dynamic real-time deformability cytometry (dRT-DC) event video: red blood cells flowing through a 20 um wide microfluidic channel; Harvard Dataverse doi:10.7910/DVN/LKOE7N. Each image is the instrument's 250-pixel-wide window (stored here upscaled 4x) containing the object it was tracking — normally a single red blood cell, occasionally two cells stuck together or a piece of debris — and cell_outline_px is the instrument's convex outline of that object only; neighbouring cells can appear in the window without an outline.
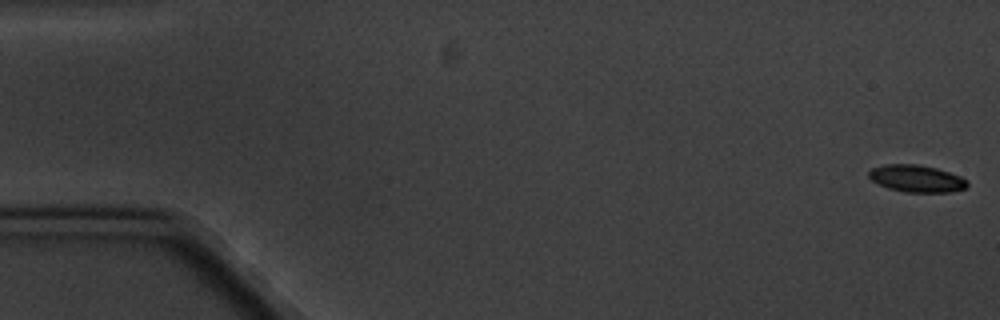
{"species": "common noctule bat (a hibernating species)", "species_latin": "Nyctalus noctula", "temperature_condition": "cold", "stored_images_in_passage": 8, "camera_frame_rate_fps": 3000, "um_per_image_px": 0.085, "animal": {"sex": "male", "body_mass_g": 20.1, "forearm_length_mm": 53.5}, "frame": {"image": 1, "passage_image": 1, "time_ms": 0.0, "image_size_px": [1000, 320], "cell_outline_px": [[968, 184], [964, 188], [952, 192], [904, 192], [888, 188], [872, 180], [868, 176], [868, 172], [872, 168], [884, 164], [916, 164], [936, 168], [960, 176], [968, 180]], "centroid_in_image_um": [77.9, 15.17], "position_along_channel_um": 7.1, "area_um2": 15.49}}
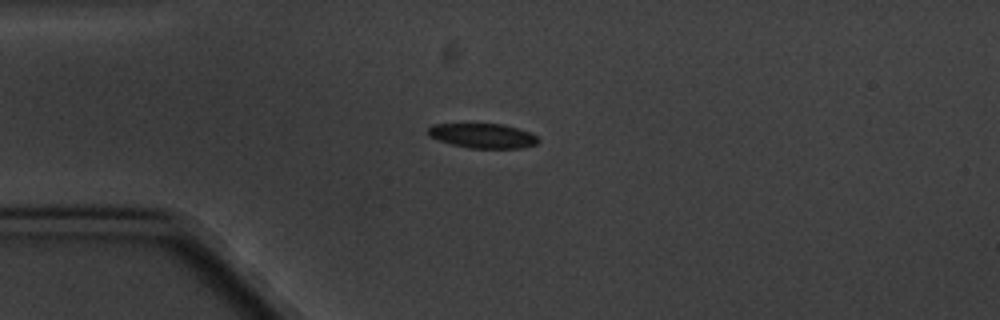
{"frame": {"image": 2, "passage_image": 5, "time_ms": 4.667, "image_size_px": [1000, 320], "cell_outline_px": [[540, 140], [536, 144], [520, 148], [468, 148], [452, 144], [428, 136], [428, 128], [432, 124], [504, 124], [528, 132], [536, 136]], "centroid_in_image_um": [41.02, 11.54], "position_along_channel_um": 44.0, "area_um2": 15.66}}
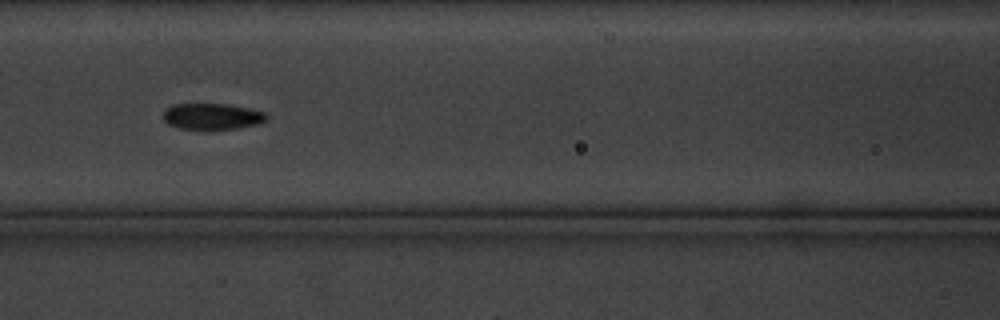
{"frame": {"image": 3, "passage_image": 8, "time_ms": 8.333, "image_size_px": [1000, 320], "cell_outline_px": [[268, 116], [264, 120], [256, 124], [236, 128], [212, 132], [204, 132], [180, 128], [168, 124], [164, 120], [164, 108], [172, 104], [228, 104], [248, 108], [264, 112]], "centroid_in_image_um": [17.97, 9.93], "position_along_channel_um": 148.6, "area_um2": 16.3}}